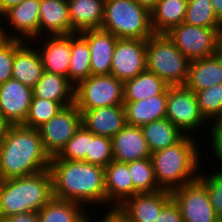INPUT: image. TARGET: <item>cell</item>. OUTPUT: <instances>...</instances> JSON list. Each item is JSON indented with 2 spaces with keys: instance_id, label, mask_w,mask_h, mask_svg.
<instances>
[{
  "instance_id": "cell-14",
  "label": "cell",
  "mask_w": 222,
  "mask_h": 222,
  "mask_svg": "<svg viewBox=\"0 0 222 222\" xmlns=\"http://www.w3.org/2000/svg\"><path fill=\"white\" fill-rule=\"evenodd\" d=\"M39 12L40 0H26L11 7L1 17L8 18L7 21L11 23L9 25L13 26L12 29L17 31V35L16 32L13 35L6 32L5 28L0 25V37L15 38L26 42L32 39L34 42L36 38H39Z\"/></svg>"
},
{
  "instance_id": "cell-34",
  "label": "cell",
  "mask_w": 222,
  "mask_h": 222,
  "mask_svg": "<svg viewBox=\"0 0 222 222\" xmlns=\"http://www.w3.org/2000/svg\"><path fill=\"white\" fill-rule=\"evenodd\" d=\"M63 107L60 102L33 96L27 117L22 125L38 129L54 117Z\"/></svg>"
},
{
  "instance_id": "cell-43",
  "label": "cell",
  "mask_w": 222,
  "mask_h": 222,
  "mask_svg": "<svg viewBox=\"0 0 222 222\" xmlns=\"http://www.w3.org/2000/svg\"><path fill=\"white\" fill-rule=\"evenodd\" d=\"M107 214L105 216L102 217V220L100 219V221L98 222H127L120 214L117 210H109L108 212H106ZM90 217H88V221L87 222H91L90 221Z\"/></svg>"
},
{
  "instance_id": "cell-41",
  "label": "cell",
  "mask_w": 222,
  "mask_h": 222,
  "mask_svg": "<svg viewBox=\"0 0 222 222\" xmlns=\"http://www.w3.org/2000/svg\"><path fill=\"white\" fill-rule=\"evenodd\" d=\"M2 222H40V220L38 212H27L5 217Z\"/></svg>"
},
{
  "instance_id": "cell-15",
  "label": "cell",
  "mask_w": 222,
  "mask_h": 222,
  "mask_svg": "<svg viewBox=\"0 0 222 222\" xmlns=\"http://www.w3.org/2000/svg\"><path fill=\"white\" fill-rule=\"evenodd\" d=\"M32 88L15 79L0 84V112L12 124H23L32 101Z\"/></svg>"
},
{
  "instance_id": "cell-30",
  "label": "cell",
  "mask_w": 222,
  "mask_h": 222,
  "mask_svg": "<svg viewBox=\"0 0 222 222\" xmlns=\"http://www.w3.org/2000/svg\"><path fill=\"white\" fill-rule=\"evenodd\" d=\"M75 201L53 197L39 212L40 222H87L89 215Z\"/></svg>"
},
{
  "instance_id": "cell-31",
  "label": "cell",
  "mask_w": 222,
  "mask_h": 222,
  "mask_svg": "<svg viewBox=\"0 0 222 222\" xmlns=\"http://www.w3.org/2000/svg\"><path fill=\"white\" fill-rule=\"evenodd\" d=\"M91 76L90 48L81 33L71 34V59L68 71L69 81L76 87Z\"/></svg>"
},
{
  "instance_id": "cell-11",
  "label": "cell",
  "mask_w": 222,
  "mask_h": 222,
  "mask_svg": "<svg viewBox=\"0 0 222 222\" xmlns=\"http://www.w3.org/2000/svg\"><path fill=\"white\" fill-rule=\"evenodd\" d=\"M82 125L77 105L63 107L54 117L38 128L45 151L57 156Z\"/></svg>"
},
{
  "instance_id": "cell-25",
  "label": "cell",
  "mask_w": 222,
  "mask_h": 222,
  "mask_svg": "<svg viewBox=\"0 0 222 222\" xmlns=\"http://www.w3.org/2000/svg\"><path fill=\"white\" fill-rule=\"evenodd\" d=\"M167 89L160 95L135 102H124L126 123L143 126L166 117Z\"/></svg>"
},
{
  "instance_id": "cell-10",
  "label": "cell",
  "mask_w": 222,
  "mask_h": 222,
  "mask_svg": "<svg viewBox=\"0 0 222 222\" xmlns=\"http://www.w3.org/2000/svg\"><path fill=\"white\" fill-rule=\"evenodd\" d=\"M183 222H220L210 202L206 185L195 179L171 192Z\"/></svg>"
},
{
  "instance_id": "cell-35",
  "label": "cell",
  "mask_w": 222,
  "mask_h": 222,
  "mask_svg": "<svg viewBox=\"0 0 222 222\" xmlns=\"http://www.w3.org/2000/svg\"><path fill=\"white\" fill-rule=\"evenodd\" d=\"M198 107L205 120L214 121L222 112V83L195 93Z\"/></svg>"
},
{
  "instance_id": "cell-9",
  "label": "cell",
  "mask_w": 222,
  "mask_h": 222,
  "mask_svg": "<svg viewBox=\"0 0 222 222\" xmlns=\"http://www.w3.org/2000/svg\"><path fill=\"white\" fill-rule=\"evenodd\" d=\"M166 107V118L185 135H190L188 132L195 131L205 124L206 120L199 111L196 94L186 85H170L167 88Z\"/></svg>"
},
{
  "instance_id": "cell-3",
  "label": "cell",
  "mask_w": 222,
  "mask_h": 222,
  "mask_svg": "<svg viewBox=\"0 0 222 222\" xmlns=\"http://www.w3.org/2000/svg\"><path fill=\"white\" fill-rule=\"evenodd\" d=\"M185 135L176 144L151 153L156 181L161 190L172 192L199 177L198 144ZM195 143V144H194ZM196 174V175H195Z\"/></svg>"
},
{
  "instance_id": "cell-47",
  "label": "cell",
  "mask_w": 222,
  "mask_h": 222,
  "mask_svg": "<svg viewBox=\"0 0 222 222\" xmlns=\"http://www.w3.org/2000/svg\"><path fill=\"white\" fill-rule=\"evenodd\" d=\"M216 17L222 22V0H211Z\"/></svg>"
},
{
  "instance_id": "cell-45",
  "label": "cell",
  "mask_w": 222,
  "mask_h": 222,
  "mask_svg": "<svg viewBox=\"0 0 222 222\" xmlns=\"http://www.w3.org/2000/svg\"><path fill=\"white\" fill-rule=\"evenodd\" d=\"M12 124L0 112V143L5 138Z\"/></svg>"
},
{
  "instance_id": "cell-18",
  "label": "cell",
  "mask_w": 222,
  "mask_h": 222,
  "mask_svg": "<svg viewBox=\"0 0 222 222\" xmlns=\"http://www.w3.org/2000/svg\"><path fill=\"white\" fill-rule=\"evenodd\" d=\"M106 203L116 210L128 198L137 194L128 169V163L112 160L105 168Z\"/></svg>"
},
{
  "instance_id": "cell-26",
  "label": "cell",
  "mask_w": 222,
  "mask_h": 222,
  "mask_svg": "<svg viewBox=\"0 0 222 222\" xmlns=\"http://www.w3.org/2000/svg\"><path fill=\"white\" fill-rule=\"evenodd\" d=\"M33 96L60 102L64 107L75 103V86L65 76L44 71L32 88Z\"/></svg>"
},
{
  "instance_id": "cell-17",
  "label": "cell",
  "mask_w": 222,
  "mask_h": 222,
  "mask_svg": "<svg viewBox=\"0 0 222 222\" xmlns=\"http://www.w3.org/2000/svg\"><path fill=\"white\" fill-rule=\"evenodd\" d=\"M111 140L115 161L129 163L151 157V152L139 126L126 124Z\"/></svg>"
},
{
  "instance_id": "cell-19",
  "label": "cell",
  "mask_w": 222,
  "mask_h": 222,
  "mask_svg": "<svg viewBox=\"0 0 222 222\" xmlns=\"http://www.w3.org/2000/svg\"><path fill=\"white\" fill-rule=\"evenodd\" d=\"M90 48L91 75H108L118 38L103 29L81 32Z\"/></svg>"
},
{
  "instance_id": "cell-6",
  "label": "cell",
  "mask_w": 222,
  "mask_h": 222,
  "mask_svg": "<svg viewBox=\"0 0 222 222\" xmlns=\"http://www.w3.org/2000/svg\"><path fill=\"white\" fill-rule=\"evenodd\" d=\"M190 62L167 34H153L147 39L146 70L168 85L186 84Z\"/></svg>"
},
{
  "instance_id": "cell-42",
  "label": "cell",
  "mask_w": 222,
  "mask_h": 222,
  "mask_svg": "<svg viewBox=\"0 0 222 222\" xmlns=\"http://www.w3.org/2000/svg\"><path fill=\"white\" fill-rule=\"evenodd\" d=\"M211 139H212V150H213V155H216V159L220 161L222 164V134H211ZM215 153V154H214ZM219 172H222V167Z\"/></svg>"
},
{
  "instance_id": "cell-36",
  "label": "cell",
  "mask_w": 222,
  "mask_h": 222,
  "mask_svg": "<svg viewBox=\"0 0 222 222\" xmlns=\"http://www.w3.org/2000/svg\"><path fill=\"white\" fill-rule=\"evenodd\" d=\"M90 147V131L83 125L56 156L60 160L85 161Z\"/></svg>"
},
{
  "instance_id": "cell-44",
  "label": "cell",
  "mask_w": 222,
  "mask_h": 222,
  "mask_svg": "<svg viewBox=\"0 0 222 222\" xmlns=\"http://www.w3.org/2000/svg\"><path fill=\"white\" fill-rule=\"evenodd\" d=\"M25 1L26 0H0V18L11 7L19 5Z\"/></svg>"
},
{
  "instance_id": "cell-28",
  "label": "cell",
  "mask_w": 222,
  "mask_h": 222,
  "mask_svg": "<svg viewBox=\"0 0 222 222\" xmlns=\"http://www.w3.org/2000/svg\"><path fill=\"white\" fill-rule=\"evenodd\" d=\"M169 86L156 74L145 70L123 83L124 102H135L160 95Z\"/></svg>"
},
{
  "instance_id": "cell-38",
  "label": "cell",
  "mask_w": 222,
  "mask_h": 222,
  "mask_svg": "<svg viewBox=\"0 0 222 222\" xmlns=\"http://www.w3.org/2000/svg\"><path fill=\"white\" fill-rule=\"evenodd\" d=\"M26 41L0 37V84L12 78L15 51Z\"/></svg>"
},
{
  "instance_id": "cell-37",
  "label": "cell",
  "mask_w": 222,
  "mask_h": 222,
  "mask_svg": "<svg viewBox=\"0 0 222 222\" xmlns=\"http://www.w3.org/2000/svg\"><path fill=\"white\" fill-rule=\"evenodd\" d=\"M113 160L112 140L90 132V147L85 162L106 167Z\"/></svg>"
},
{
  "instance_id": "cell-16",
  "label": "cell",
  "mask_w": 222,
  "mask_h": 222,
  "mask_svg": "<svg viewBox=\"0 0 222 222\" xmlns=\"http://www.w3.org/2000/svg\"><path fill=\"white\" fill-rule=\"evenodd\" d=\"M126 124L124 105L99 107L82 112V125L94 135L112 138Z\"/></svg>"
},
{
  "instance_id": "cell-21",
  "label": "cell",
  "mask_w": 222,
  "mask_h": 222,
  "mask_svg": "<svg viewBox=\"0 0 222 222\" xmlns=\"http://www.w3.org/2000/svg\"><path fill=\"white\" fill-rule=\"evenodd\" d=\"M44 31L49 35L72 34L67 0H40L39 38L36 39L43 37Z\"/></svg>"
},
{
  "instance_id": "cell-46",
  "label": "cell",
  "mask_w": 222,
  "mask_h": 222,
  "mask_svg": "<svg viewBox=\"0 0 222 222\" xmlns=\"http://www.w3.org/2000/svg\"><path fill=\"white\" fill-rule=\"evenodd\" d=\"M136 4L144 7L150 13L156 7V4L159 0H133Z\"/></svg>"
},
{
  "instance_id": "cell-49",
  "label": "cell",
  "mask_w": 222,
  "mask_h": 222,
  "mask_svg": "<svg viewBox=\"0 0 222 222\" xmlns=\"http://www.w3.org/2000/svg\"><path fill=\"white\" fill-rule=\"evenodd\" d=\"M221 51H222V32H221Z\"/></svg>"
},
{
  "instance_id": "cell-22",
  "label": "cell",
  "mask_w": 222,
  "mask_h": 222,
  "mask_svg": "<svg viewBox=\"0 0 222 222\" xmlns=\"http://www.w3.org/2000/svg\"><path fill=\"white\" fill-rule=\"evenodd\" d=\"M222 83V51L190 62L186 86L194 93Z\"/></svg>"
},
{
  "instance_id": "cell-5",
  "label": "cell",
  "mask_w": 222,
  "mask_h": 222,
  "mask_svg": "<svg viewBox=\"0 0 222 222\" xmlns=\"http://www.w3.org/2000/svg\"><path fill=\"white\" fill-rule=\"evenodd\" d=\"M101 29L126 39L147 40L154 34L150 12L133 0H106Z\"/></svg>"
},
{
  "instance_id": "cell-7",
  "label": "cell",
  "mask_w": 222,
  "mask_h": 222,
  "mask_svg": "<svg viewBox=\"0 0 222 222\" xmlns=\"http://www.w3.org/2000/svg\"><path fill=\"white\" fill-rule=\"evenodd\" d=\"M75 104L81 113L99 107L124 105L123 82L111 74L91 75L75 87Z\"/></svg>"
},
{
  "instance_id": "cell-39",
  "label": "cell",
  "mask_w": 222,
  "mask_h": 222,
  "mask_svg": "<svg viewBox=\"0 0 222 222\" xmlns=\"http://www.w3.org/2000/svg\"><path fill=\"white\" fill-rule=\"evenodd\" d=\"M201 175V176H200ZM199 179L206 185L210 202L216 213L217 219L222 222V172L215 171L214 174H200ZM206 176V177H205Z\"/></svg>"
},
{
  "instance_id": "cell-48",
  "label": "cell",
  "mask_w": 222,
  "mask_h": 222,
  "mask_svg": "<svg viewBox=\"0 0 222 222\" xmlns=\"http://www.w3.org/2000/svg\"><path fill=\"white\" fill-rule=\"evenodd\" d=\"M213 123L215 125L212 126L211 134H222V112Z\"/></svg>"
},
{
  "instance_id": "cell-1",
  "label": "cell",
  "mask_w": 222,
  "mask_h": 222,
  "mask_svg": "<svg viewBox=\"0 0 222 222\" xmlns=\"http://www.w3.org/2000/svg\"><path fill=\"white\" fill-rule=\"evenodd\" d=\"M49 171L52 175L53 197L82 205H106L104 167L85 161L60 160L53 156Z\"/></svg>"
},
{
  "instance_id": "cell-32",
  "label": "cell",
  "mask_w": 222,
  "mask_h": 222,
  "mask_svg": "<svg viewBox=\"0 0 222 222\" xmlns=\"http://www.w3.org/2000/svg\"><path fill=\"white\" fill-rule=\"evenodd\" d=\"M128 169L137 194L154 193L161 190L156 181L151 157L129 162Z\"/></svg>"
},
{
  "instance_id": "cell-8",
  "label": "cell",
  "mask_w": 222,
  "mask_h": 222,
  "mask_svg": "<svg viewBox=\"0 0 222 222\" xmlns=\"http://www.w3.org/2000/svg\"><path fill=\"white\" fill-rule=\"evenodd\" d=\"M221 32L222 28H204L183 22L166 34L192 61L217 54L221 50Z\"/></svg>"
},
{
  "instance_id": "cell-2",
  "label": "cell",
  "mask_w": 222,
  "mask_h": 222,
  "mask_svg": "<svg viewBox=\"0 0 222 222\" xmlns=\"http://www.w3.org/2000/svg\"><path fill=\"white\" fill-rule=\"evenodd\" d=\"M50 162L38 129L12 125L0 143V180L36 174Z\"/></svg>"
},
{
  "instance_id": "cell-33",
  "label": "cell",
  "mask_w": 222,
  "mask_h": 222,
  "mask_svg": "<svg viewBox=\"0 0 222 222\" xmlns=\"http://www.w3.org/2000/svg\"><path fill=\"white\" fill-rule=\"evenodd\" d=\"M184 23L204 28H222L214 14L211 0H188Z\"/></svg>"
},
{
  "instance_id": "cell-12",
  "label": "cell",
  "mask_w": 222,
  "mask_h": 222,
  "mask_svg": "<svg viewBox=\"0 0 222 222\" xmlns=\"http://www.w3.org/2000/svg\"><path fill=\"white\" fill-rule=\"evenodd\" d=\"M147 40L118 38L110 74L123 83L146 70Z\"/></svg>"
},
{
  "instance_id": "cell-20",
  "label": "cell",
  "mask_w": 222,
  "mask_h": 222,
  "mask_svg": "<svg viewBox=\"0 0 222 222\" xmlns=\"http://www.w3.org/2000/svg\"><path fill=\"white\" fill-rule=\"evenodd\" d=\"M39 50L44 71L68 78L71 59V34L50 35ZM41 51V52H40Z\"/></svg>"
},
{
  "instance_id": "cell-24",
  "label": "cell",
  "mask_w": 222,
  "mask_h": 222,
  "mask_svg": "<svg viewBox=\"0 0 222 222\" xmlns=\"http://www.w3.org/2000/svg\"><path fill=\"white\" fill-rule=\"evenodd\" d=\"M30 46L24 42L15 51L12 79L33 88L42 77L44 68L39 51Z\"/></svg>"
},
{
  "instance_id": "cell-27",
  "label": "cell",
  "mask_w": 222,
  "mask_h": 222,
  "mask_svg": "<svg viewBox=\"0 0 222 222\" xmlns=\"http://www.w3.org/2000/svg\"><path fill=\"white\" fill-rule=\"evenodd\" d=\"M188 0H159L151 11V26L154 34H166L184 22Z\"/></svg>"
},
{
  "instance_id": "cell-29",
  "label": "cell",
  "mask_w": 222,
  "mask_h": 222,
  "mask_svg": "<svg viewBox=\"0 0 222 222\" xmlns=\"http://www.w3.org/2000/svg\"><path fill=\"white\" fill-rule=\"evenodd\" d=\"M140 128L151 153L170 147L185 136L166 117L150 122Z\"/></svg>"
},
{
  "instance_id": "cell-23",
  "label": "cell",
  "mask_w": 222,
  "mask_h": 222,
  "mask_svg": "<svg viewBox=\"0 0 222 222\" xmlns=\"http://www.w3.org/2000/svg\"><path fill=\"white\" fill-rule=\"evenodd\" d=\"M72 34L101 29L106 0H67Z\"/></svg>"
},
{
  "instance_id": "cell-4",
  "label": "cell",
  "mask_w": 222,
  "mask_h": 222,
  "mask_svg": "<svg viewBox=\"0 0 222 222\" xmlns=\"http://www.w3.org/2000/svg\"><path fill=\"white\" fill-rule=\"evenodd\" d=\"M53 198L49 169L33 175L0 180V219L39 212Z\"/></svg>"
},
{
  "instance_id": "cell-40",
  "label": "cell",
  "mask_w": 222,
  "mask_h": 222,
  "mask_svg": "<svg viewBox=\"0 0 222 222\" xmlns=\"http://www.w3.org/2000/svg\"><path fill=\"white\" fill-rule=\"evenodd\" d=\"M155 222H183L180 209L173 199L162 208Z\"/></svg>"
},
{
  "instance_id": "cell-13",
  "label": "cell",
  "mask_w": 222,
  "mask_h": 222,
  "mask_svg": "<svg viewBox=\"0 0 222 222\" xmlns=\"http://www.w3.org/2000/svg\"><path fill=\"white\" fill-rule=\"evenodd\" d=\"M171 199V192L166 190L135 194L116 210L127 222H155Z\"/></svg>"
}]
</instances>
